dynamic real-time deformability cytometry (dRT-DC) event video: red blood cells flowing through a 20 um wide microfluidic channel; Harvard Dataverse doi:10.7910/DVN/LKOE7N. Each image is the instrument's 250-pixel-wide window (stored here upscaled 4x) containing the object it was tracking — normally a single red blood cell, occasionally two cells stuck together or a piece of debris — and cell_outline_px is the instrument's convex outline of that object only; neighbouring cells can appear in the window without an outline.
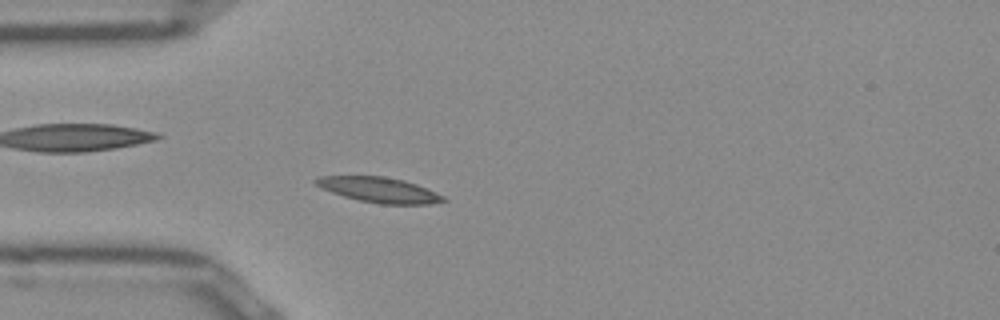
{"species": "Egyptian fruit bat (a non-hibernating species)", "species_latin": "Rousettus aegyptiacus", "temperature_condition": "room temperature", "stored_images_in_passage": 50, "camera_frame_rate_fps": 3000, "um_per_image_px": 0.085, "frame": {"image": 1, "passage_image": 12, "time_ms": 3.667, "image_size_px": [1000, 320], "cell_outline_px": [[448, 200], [428, 204], [380, 204], [360, 200], [344, 196], [320, 188], [312, 180], [320, 176], [384, 176], [404, 180], [416, 184], [436, 192], [444, 196]], "centroid_in_image_um": [32.22, 16.13], "position_along_channel_um": 52.8, "area_um2": 18.67}}
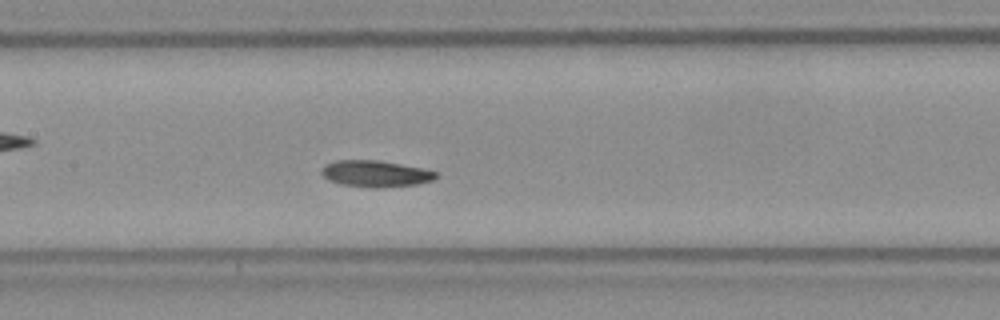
{"frame": {"image": 2, "passage_image": 22, "time_ms": 7.0, "image_size_px": [1000, 320], "cell_outline_px": [[440, 176], [432, 180], [416, 184], [380, 188], [372, 188], [340, 184], [328, 180], [320, 172], [320, 168], [324, 164], [336, 160], [376, 160], [400, 164], [420, 168], [436, 172]], "centroid_in_image_um": [31.86, 14.77], "position_along_channel_um": 175.5, "area_um2": 17.69}}
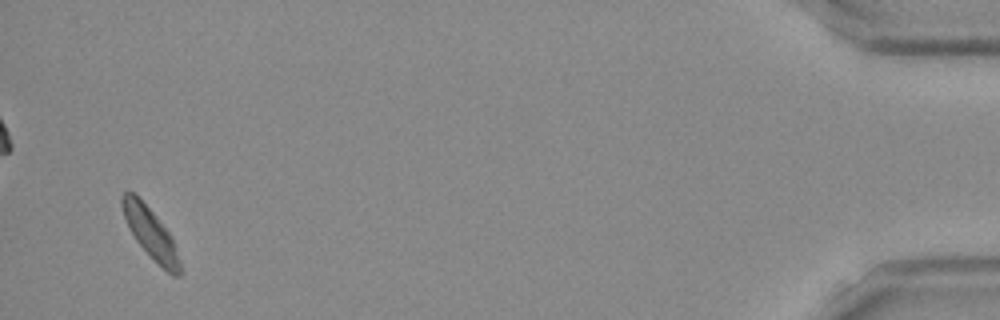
{"frame": {"image": 3, "passage_image": 48, "time_ms": 15.667, "image_size_px": [1000, 320], "cell_outline_px": [[180, 276], [172, 276], [136, 240], [128, 228], [120, 204], [120, 196], [128, 188], [156, 216], [172, 236], [180, 264]], "centroid_in_image_um": [12.76, 19.76], "position_along_channel_um": 422.4, "area_um2": 16.53}, "authors_computed_cell_mechanics": {"area_um2": 17.4845, "velocity_mm_per_s": 3.8583, "shape_relaxation_time_tau1_ms": 3.134, "shape_relaxation_time_tau2_ms": 7.7629, "deformation_change_tau1": 0.1038, "deformation_change_tau2": 0.1333}}